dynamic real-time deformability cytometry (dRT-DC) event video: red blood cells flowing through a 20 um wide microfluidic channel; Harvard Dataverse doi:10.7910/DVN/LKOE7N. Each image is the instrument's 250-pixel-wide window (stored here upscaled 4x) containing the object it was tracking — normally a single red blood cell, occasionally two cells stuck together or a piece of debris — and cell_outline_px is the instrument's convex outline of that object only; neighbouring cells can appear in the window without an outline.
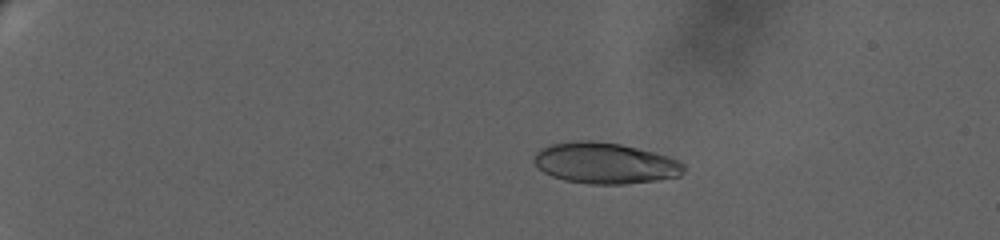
{"species": "human", "species_latin": "Homo sapiens", "temperature_condition": "warm", "stored_images_in_passage": 49, "camera_frame_rate_fps": 3000, "um_per_image_px": 0.085, "donor": {"sex": "female"}, "frame": {"image": 1, "passage_image": 4, "time_ms": 1.0, "image_size_px": [1000, 240], "cell_outline_px": [[684, 172], [680, 176], [656, 180], [624, 184], [588, 184], [564, 180], [552, 176], [544, 172], [532, 160], [536, 152], [540, 148], [552, 144], [576, 140], [592, 140], [620, 144], [668, 156], [680, 160], [684, 164]], "centroid_in_image_um": [51.42, 13.87], "position_along_channel_um": 33.6, "area_um2": 35.84}}
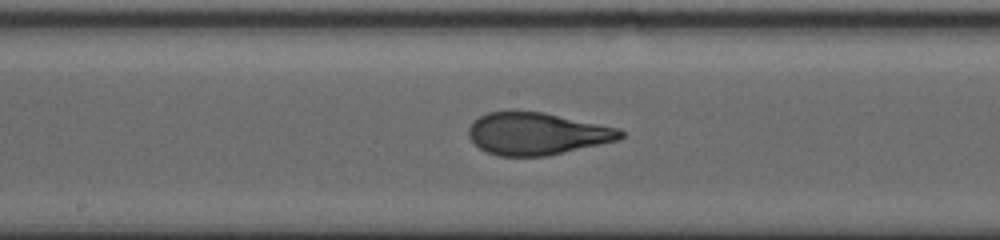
{"frame": {"image": 2, "passage_image": 27, "time_ms": 10.0, "image_size_px": [1000, 240], "cell_outline_px": [[624, 136], [620, 140], [548, 156], [500, 156], [488, 152], [480, 148], [468, 136], [468, 128], [472, 120], [488, 112], [544, 112], [620, 128], [624, 132]], "centroid_in_image_um": [45.68, 11.37], "position_along_channel_um": 202.5, "area_um2": 37.45}}
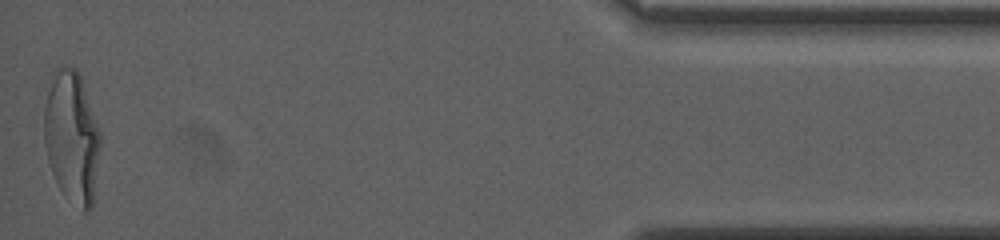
{"frame": {"image": 3, "passage_image": 49, "time_ms": 19.333, "image_size_px": [1000, 240], "cell_outline_px": [[100, 148], [92, 208], [84, 212], [64, 196], [52, 172], [48, 160], [44, 140], [44, 108], [48, 92], [56, 68], [76, 68], [80, 76], [100, 132]], "centroid_in_image_um": [6.11, 11.71], "position_along_channel_um": 429.1, "area_um2": 42.54}, "authors_computed_cell_mechanics": {"area_um2": 37.6856, "velocity_mm_per_s": 3.0993, "shape_relaxation_time_tau1_ms": 9.3734, "shape_relaxation_time_tau2_ms": null, "deformation_change_tau1": 0.3029, "deformation_change_tau2": null}}